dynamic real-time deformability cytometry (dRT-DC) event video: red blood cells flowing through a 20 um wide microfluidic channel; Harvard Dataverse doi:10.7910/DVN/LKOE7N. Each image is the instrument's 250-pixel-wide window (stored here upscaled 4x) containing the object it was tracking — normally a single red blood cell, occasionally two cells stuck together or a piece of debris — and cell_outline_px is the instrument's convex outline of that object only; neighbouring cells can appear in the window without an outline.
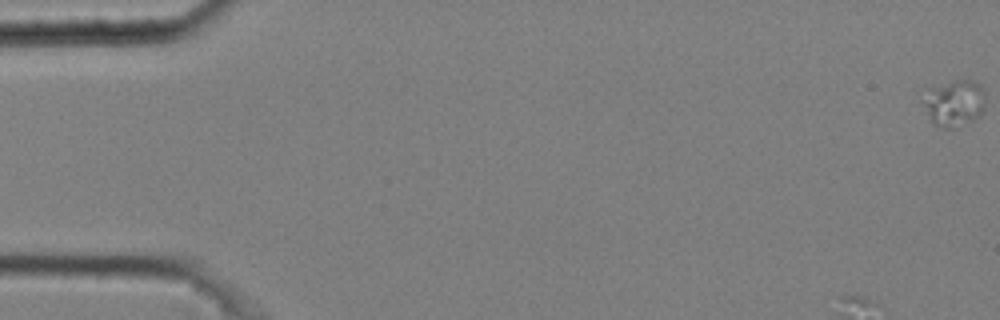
{"species": "common noctule bat (a hibernating species)", "species_latin": "Nyctalus noctula", "temperature_condition": "cold", "stored_images_in_passage": 9, "camera_frame_rate_fps": 3000, "um_per_image_px": 0.085, "animal": {"sex": "male", "body_mass_g": 20.4}, "frame": {"image": 1, "passage_image": 1, "time_ms": 0.0, "image_size_px": [1000, 320], "cell_outline_px": [[984, 108], [980, 116], [972, 120], [952, 128], [948, 128], [936, 124], [932, 120], [924, 104], [928, 88], [956, 80], [972, 80], [980, 84], [984, 88]], "centroid_in_image_um": [81.18, 8.73], "position_along_channel_um": 3.8, "area_um2": 16.36}}